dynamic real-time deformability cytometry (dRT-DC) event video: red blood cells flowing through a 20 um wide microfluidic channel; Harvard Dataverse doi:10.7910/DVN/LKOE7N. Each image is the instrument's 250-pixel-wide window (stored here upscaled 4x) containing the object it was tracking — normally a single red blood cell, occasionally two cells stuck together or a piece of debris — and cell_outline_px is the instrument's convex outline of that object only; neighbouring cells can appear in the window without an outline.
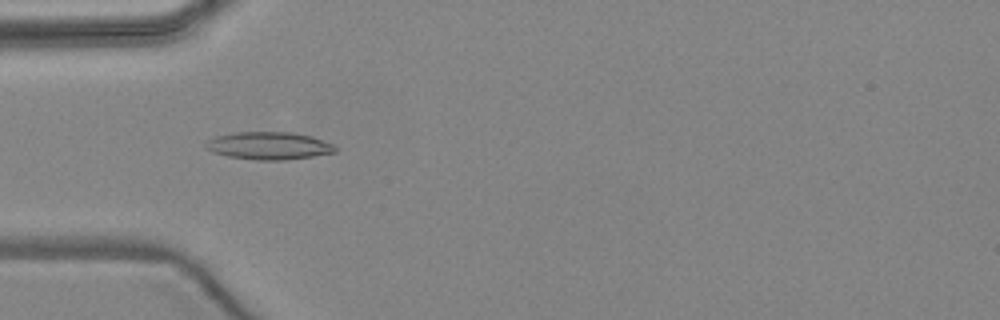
{"species": "common noctule bat (a hibernating species)", "species_latin": "Nyctalus noctula", "temperature_condition": "warm", "stored_images_in_passage": 5, "camera_frame_rate_fps": 3000, "um_per_image_px": 0.085, "animal": {"sex": "female", "body_mass_g": 24.6, "forearm_length_mm": 56.2}, "frame": {"image": 1, "passage_image": 5, "time_ms": 4.667, "image_size_px": [1000, 320], "cell_outline_px": [[336, 152], [288, 160], [256, 160], [228, 156], [212, 152], [204, 148], [204, 144], [208, 140], [216, 136], [236, 132], [292, 132], [312, 136], [332, 144], [336, 148]], "centroid_in_image_um": [22.83, 12.39], "position_along_channel_um": 62.2, "area_um2": 20.87}}